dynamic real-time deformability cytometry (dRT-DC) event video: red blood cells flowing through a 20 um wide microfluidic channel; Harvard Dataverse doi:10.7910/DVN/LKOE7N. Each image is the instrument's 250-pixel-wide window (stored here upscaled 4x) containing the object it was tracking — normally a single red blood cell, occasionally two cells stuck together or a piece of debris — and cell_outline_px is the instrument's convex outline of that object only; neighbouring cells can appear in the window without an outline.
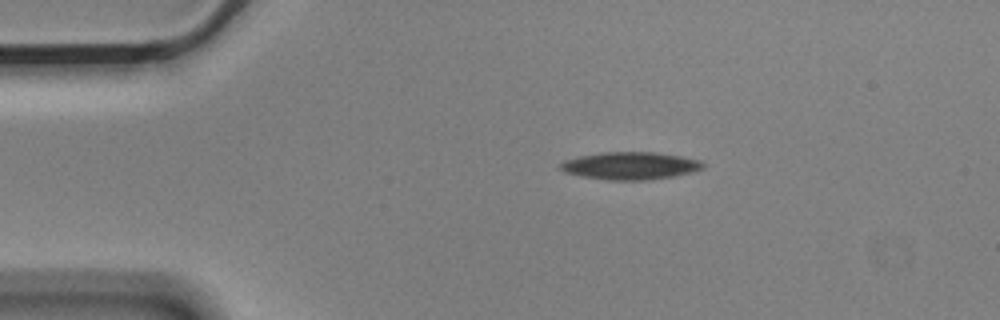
{"species": "Egyptian fruit bat (a non-hibernating species)", "species_latin": "Rousettus aegyptiacus", "temperature_condition": "cold", "stored_images_in_passage": 2, "camera_frame_rate_fps": 3000, "um_per_image_px": 0.085, "animal": {"sex": "male"}, "frame": {"image": 1, "passage_image": 1, "time_ms": 0.0, "image_size_px": [1000, 320], "cell_outline_px": [[704, 168], [692, 172], [676, 176], [644, 180], [608, 180], [580, 176], [564, 172], [556, 168], [564, 160], [580, 156], [600, 152], [656, 152], [680, 156], [700, 160], [704, 164]], "centroid_in_image_um": [53.54, 14.09], "position_along_channel_um": 31.5, "area_um2": 23.06}}